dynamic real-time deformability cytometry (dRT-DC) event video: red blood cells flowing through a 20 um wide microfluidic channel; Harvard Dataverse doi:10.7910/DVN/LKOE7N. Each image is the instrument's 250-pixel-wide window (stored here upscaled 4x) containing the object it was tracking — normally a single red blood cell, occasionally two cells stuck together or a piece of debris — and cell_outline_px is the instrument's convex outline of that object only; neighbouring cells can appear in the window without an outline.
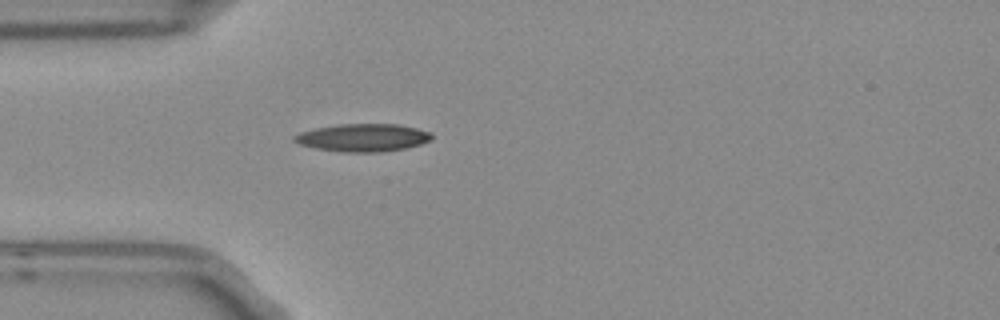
{"species": "Egyptian fruit bat (a non-hibernating species)", "species_latin": "Rousettus aegyptiacus", "temperature_condition": "room temperature", "stored_images_in_passage": 1, "camera_frame_rate_fps": 3000, "um_per_image_px": 0.085, "frame": {"image": 1, "passage_image": 1, "time_ms": 0.0, "image_size_px": [1000, 320], "cell_outline_px": [[432, 140], [420, 144], [404, 148], [380, 152], [348, 152], [320, 148], [300, 144], [292, 140], [292, 136], [300, 132], [316, 128], [340, 124], [396, 124], [416, 128], [432, 132]], "centroid_in_image_um": [30.87, 11.69], "position_along_channel_um": 54.1, "area_um2": 21.96}}